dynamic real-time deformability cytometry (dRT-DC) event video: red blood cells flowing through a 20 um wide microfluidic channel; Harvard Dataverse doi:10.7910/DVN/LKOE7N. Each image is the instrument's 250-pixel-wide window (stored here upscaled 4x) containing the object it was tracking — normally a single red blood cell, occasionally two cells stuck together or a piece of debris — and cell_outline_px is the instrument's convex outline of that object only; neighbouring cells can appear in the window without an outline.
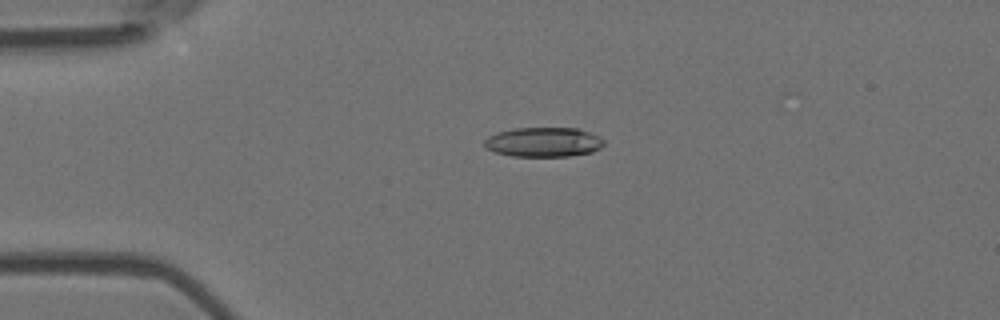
{"species": "Egyptian fruit bat (a non-hibernating species)", "species_latin": "Rousettus aegyptiacus", "temperature_condition": "room temperature", "stored_images_in_passage": 4, "camera_frame_rate_fps": 3000, "um_per_image_px": 0.085, "animal": {"sex": "female"}, "frame": {"image": 1, "passage_image": 3, "time_ms": 0.667, "image_size_px": [1000, 320], "cell_outline_px": [[604, 144], [600, 148], [592, 152], [568, 156], [512, 156], [496, 152], [488, 148], [484, 144], [484, 140], [488, 136], [496, 132], [516, 128], [576, 128], [600, 136], [604, 140]], "centroid_in_image_um": [46.21, 12.07], "position_along_channel_um": 38.8, "area_um2": 20.52}}